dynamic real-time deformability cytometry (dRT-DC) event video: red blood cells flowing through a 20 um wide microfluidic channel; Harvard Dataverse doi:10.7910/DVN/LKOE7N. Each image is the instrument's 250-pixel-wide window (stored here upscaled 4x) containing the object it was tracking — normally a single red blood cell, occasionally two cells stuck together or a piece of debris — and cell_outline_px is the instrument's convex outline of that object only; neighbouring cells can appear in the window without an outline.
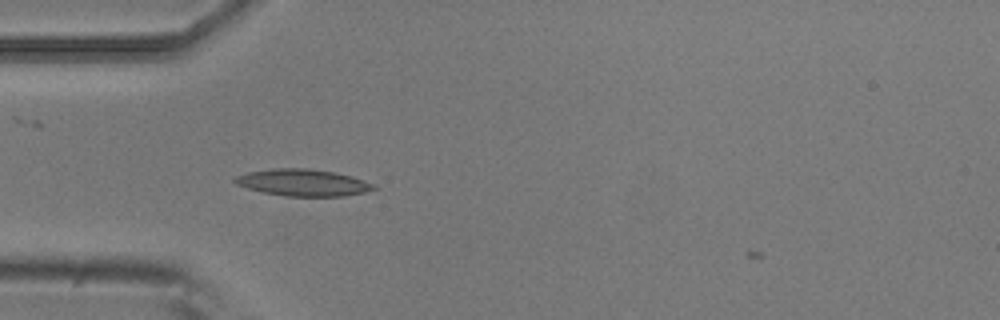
{"species": "common noctule bat (a hibernating species)", "species_latin": "Nyctalus noctula", "temperature_condition": "room temperature", "stored_images_in_passage": 2, "camera_frame_rate_fps": 3000, "um_per_image_px": 0.085, "animal": {"sex": "male", "body_mass_g": 20.5, "forearm_length_mm": 52.5}, "frame": {"image": 1, "passage_image": 2, "time_ms": 0.333, "image_size_px": [1000, 320], "cell_outline_px": [[380, 188], [364, 192], [344, 196], [284, 196], [264, 192], [248, 188], [236, 184], [232, 180], [236, 176], [248, 172], [272, 168], [308, 168], [336, 172], [352, 176], [376, 184]], "centroid_in_image_um": [25.8, 15.51], "position_along_channel_um": 59.2, "area_um2": 21.85}}